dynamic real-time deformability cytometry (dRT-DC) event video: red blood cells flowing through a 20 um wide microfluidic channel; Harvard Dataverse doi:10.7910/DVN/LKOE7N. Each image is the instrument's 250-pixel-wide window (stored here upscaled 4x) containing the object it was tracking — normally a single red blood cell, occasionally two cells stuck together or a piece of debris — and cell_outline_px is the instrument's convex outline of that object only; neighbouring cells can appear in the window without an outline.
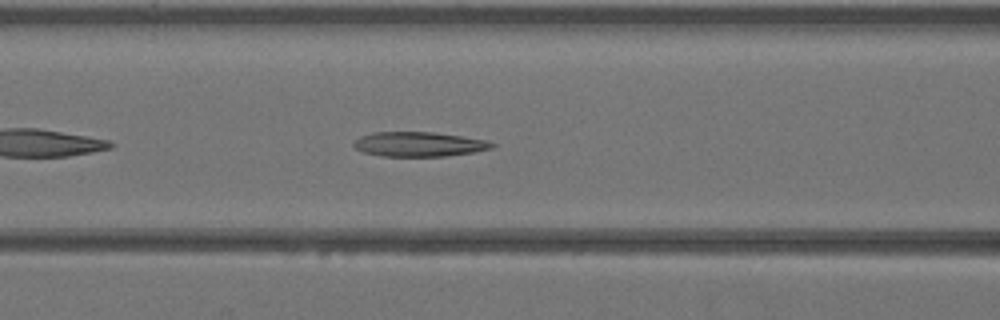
{"species": "Egyptian fruit bat (a non-hibernating species)", "species_latin": "Rousettus aegyptiacus", "temperature_condition": "warm", "stored_images_in_passage": 32, "camera_frame_rate_fps": 3000, "um_per_image_px": 0.085, "animal": {"sex": "female"}, "frame": {"image": 1, "passage_image": 6, "time_ms": 1.667, "image_size_px": [1000, 320], "cell_outline_px": [[496, 144], [492, 148], [472, 152], [444, 156], [384, 156], [364, 152], [356, 148], [352, 144], [360, 136], [372, 132], [432, 132], [488, 140]], "centroid_in_image_um": [35.61, 12.25], "position_along_channel_um": 131.0, "area_um2": 19.65}}
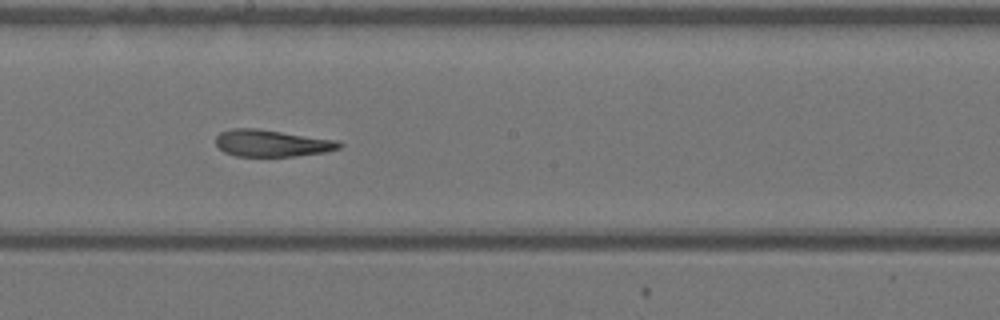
{"frame": {"image": 2, "passage_image": 12, "time_ms": 3.667, "image_size_px": [1000, 320], "cell_outline_px": [[344, 144], [340, 148], [328, 152], [296, 156], [236, 156], [224, 152], [216, 144], [216, 136], [220, 132], [232, 128], [256, 128], [336, 140]], "centroid_in_image_um": [23.11, 12.17], "position_along_channel_um": 225.1, "area_um2": 19.36}}
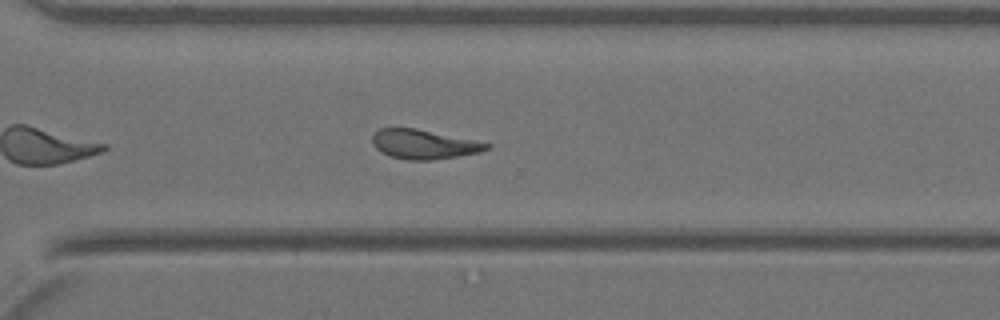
{"frame": {"image": 3, "passage_image": 19, "time_ms": 6.0, "image_size_px": [1000, 320], "cell_outline_px": [[492, 144], [488, 148], [480, 152], [432, 160], [408, 160], [388, 156], [380, 152], [372, 144], [372, 136], [380, 128], [416, 128], [476, 140]], "centroid_in_image_um": [36.0, 12.26], "position_along_channel_um": 334.6, "area_um2": 19.59}}